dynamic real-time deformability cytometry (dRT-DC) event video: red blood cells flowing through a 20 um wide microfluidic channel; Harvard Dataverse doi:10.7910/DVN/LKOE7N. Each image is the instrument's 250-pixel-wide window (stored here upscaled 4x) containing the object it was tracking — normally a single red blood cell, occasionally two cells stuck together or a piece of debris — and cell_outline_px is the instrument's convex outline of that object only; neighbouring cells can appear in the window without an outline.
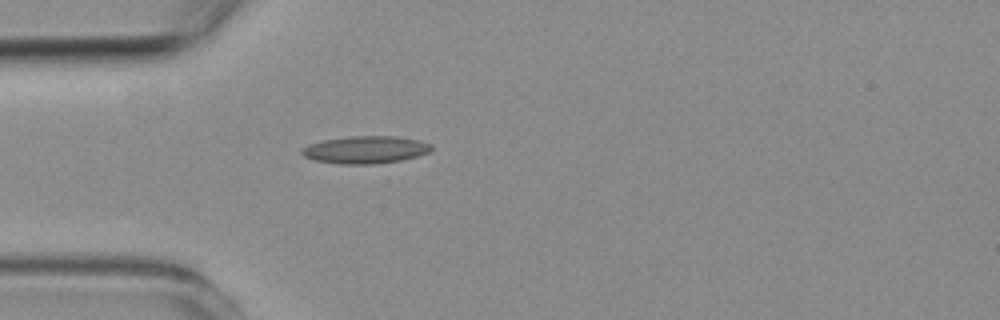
{"species": "common noctule bat (a hibernating species)", "species_latin": "Nyctalus noctula", "temperature_condition": "room temperature", "stored_images_in_passage": 1, "camera_frame_rate_fps": 3000, "um_per_image_px": 0.085, "animal": {"sex": "female", "body_mass_g": 19.3, "forearm_length_mm": 54.1}, "frame": {"image": 1, "passage_image": 1, "time_ms": 0.0, "image_size_px": [1000, 320], "cell_outline_px": [[432, 148], [428, 152], [416, 156], [400, 160], [372, 164], [340, 164], [312, 160], [304, 156], [300, 152], [300, 148], [308, 144], [324, 140], [348, 136], [396, 136], [420, 140], [432, 144]], "centroid_in_image_um": [31.02, 12.72], "position_along_channel_um": 54.0, "area_um2": 20.81}}